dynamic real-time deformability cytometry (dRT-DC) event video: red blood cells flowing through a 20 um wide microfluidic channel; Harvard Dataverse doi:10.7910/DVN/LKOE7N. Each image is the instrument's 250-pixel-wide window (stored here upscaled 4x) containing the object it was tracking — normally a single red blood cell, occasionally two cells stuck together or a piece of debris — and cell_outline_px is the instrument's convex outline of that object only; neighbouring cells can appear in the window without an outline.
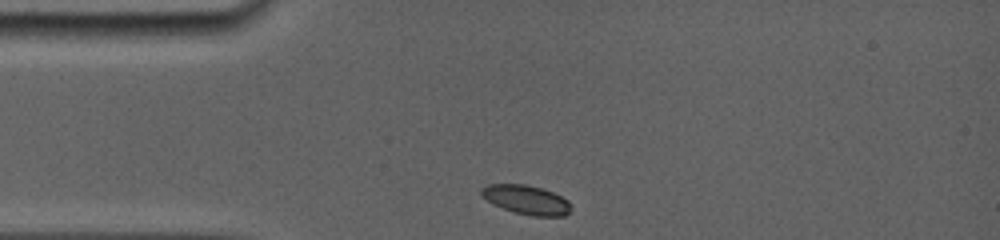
{"species": "common noctule bat (a hibernating species)", "species_latin": "Nyctalus noctula", "temperature_condition": "room temperature", "stored_images_in_passage": 45, "camera_frame_rate_fps": 5000, "um_per_image_px": 0.085, "animal": {"sex": "female", "body_mass_g": 19.0, "forearm_length_mm": 56.7}, "frame": {"image": 1, "passage_image": 1, "time_ms": 0.0, "image_size_px": [1000, 240], "cell_outline_px": [[572, 212], [564, 216], [532, 216], [516, 212], [492, 204], [480, 192], [480, 188], [488, 184], [524, 184], [544, 188], [568, 200], [572, 208]], "centroid_in_image_um": [44.78, 16.98], "position_along_channel_um": 40.2, "area_um2": 15.26}}
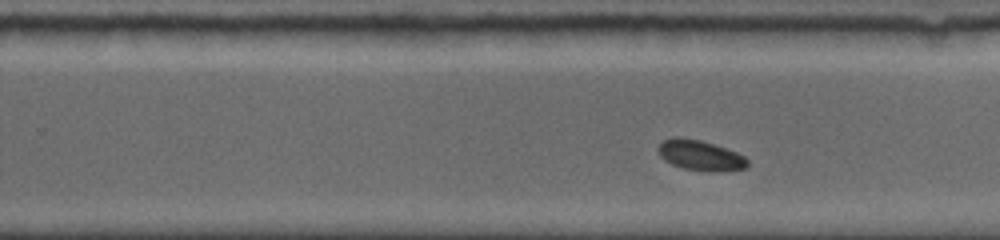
{"frame": {"image": 2, "passage_image": 26, "time_ms": 6.6, "image_size_px": [1000, 240], "cell_outline_px": [[748, 164], [744, 168], [720, 172], [708, 172], [684, 168], [672, 164], [664, 160], [660, 156], [656, 148], [664, 140], [676, 136], [700, 140], [736, 152], [744, 156], [748, 160]], "centroid_in_image_um": [59.5, 13.21], "position_along_channel_um": 270.3, "area_um2": 15.72}}
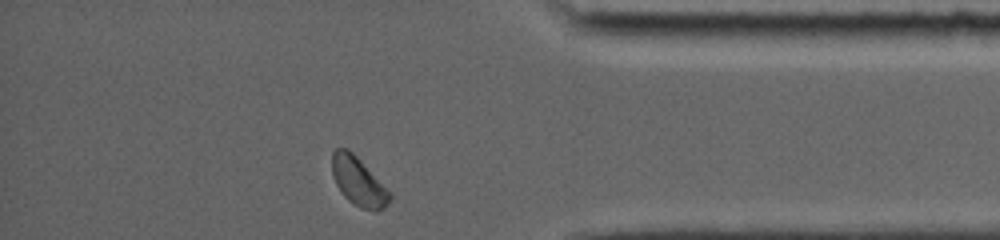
{"frame": {"image": 3, "passage_image": 44, "time_ms": 10.4, "image_size_px": [1000, 240], "cell_outline_px": [[392, 200], [384, 208], [376, 212], [360, 208], [352, 204], [344, 196], [336, 184], [332, 172], [332, 152], [336, 148], [348, 148], [392, 192]], "centroid_in_image_um": [30.5, 15.46], "position_along_channel_um": 404.7, "area_um2": 16.59}, "authors_computed_cell_mechanics": {"area_um2": 16.0106, "velocity_mm_per_s": 3.7933, "shape_relaxation_time_tau1_ms": 2.3125, "shape_relaxation_time_tau2_ms": null, "deformation_change_tau1": 0.0704, "deformation_change_tau2": null}}